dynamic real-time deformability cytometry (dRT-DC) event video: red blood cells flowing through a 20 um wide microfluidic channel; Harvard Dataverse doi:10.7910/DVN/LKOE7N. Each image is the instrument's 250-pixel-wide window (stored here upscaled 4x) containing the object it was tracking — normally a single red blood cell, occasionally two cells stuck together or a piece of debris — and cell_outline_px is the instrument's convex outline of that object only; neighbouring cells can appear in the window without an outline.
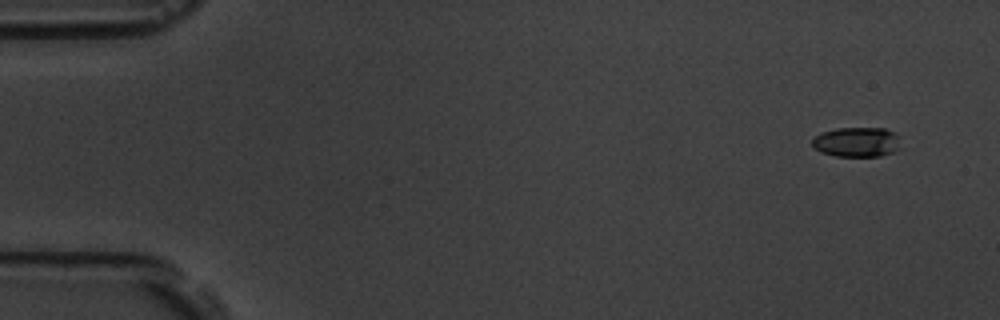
{"species": "common noctule bat (a hibernating species)", "species_latin": "Nyctalus noctula", "temperature_condition": "room temperature", "stored_images_in_passage": 6, "camera_frame_rate_fps": 3000, "um_per_image_px": 0.085, "animal": {"sex": "male", "body_mass_g": 19.5, "forearm_length_mm": 54.6}, "frame": {"image": 1, "passage_image": 2, "time_ms": 1.0, "image_size_px": [1000, 320], "cell_outline_px": [[900, 148], [892, 152], [880, 156], [836, 156], [820, 152], [812, 144], [812, 140], [816, 136], [824, 132], [836, 128], [884, 128], [892, 132], [896, 136]], "centroid_in_image_um": [72.81, 12.08], "position_along_channel_um": 12.2, "area_um2": 15.09}}